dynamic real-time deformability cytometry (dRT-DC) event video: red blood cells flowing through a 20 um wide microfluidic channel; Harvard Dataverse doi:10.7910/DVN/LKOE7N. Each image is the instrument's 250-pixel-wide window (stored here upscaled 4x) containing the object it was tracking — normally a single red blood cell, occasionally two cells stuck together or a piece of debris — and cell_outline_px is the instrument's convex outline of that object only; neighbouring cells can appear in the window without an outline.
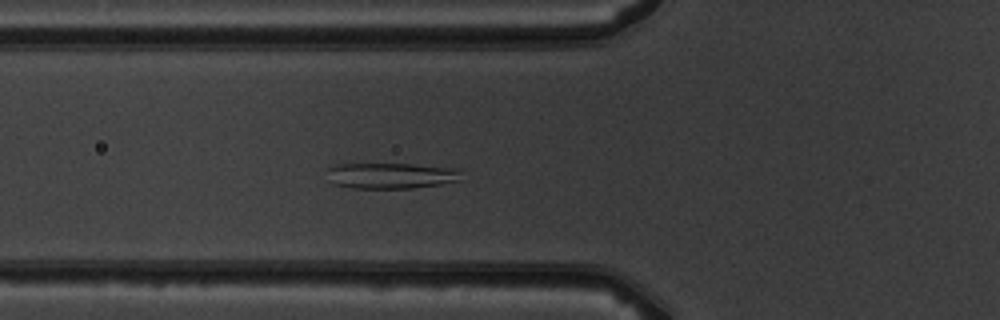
{"species": "common noctule bat (a hibernating species)", "species_latin": "Nyctalus noctula", "temperature_condition": "warm", "stored_images_in_passage": 5, "camera_frame_rate_fps": 3000, "um_per_image_px": 0.085, "animal": {"sex": "male", "body_mass_g": 19.5, "forearm_length_mm": 54.6}, "frame": {"image": 1, "passage_image": 5, "time_ms": 4.667, "image_size_px": [1000, 320], "cell_outline_px": [[460, 180], [440, 184], [412, 188], [352, 188], [332, 184], [324, 168], [336, 164], [412, 164], [456, 168], [460, 172]], "centroid_in_image_um": [33.16, 14.92], "position_along_channel_um": 92.6, "area_um2": 20.35}}